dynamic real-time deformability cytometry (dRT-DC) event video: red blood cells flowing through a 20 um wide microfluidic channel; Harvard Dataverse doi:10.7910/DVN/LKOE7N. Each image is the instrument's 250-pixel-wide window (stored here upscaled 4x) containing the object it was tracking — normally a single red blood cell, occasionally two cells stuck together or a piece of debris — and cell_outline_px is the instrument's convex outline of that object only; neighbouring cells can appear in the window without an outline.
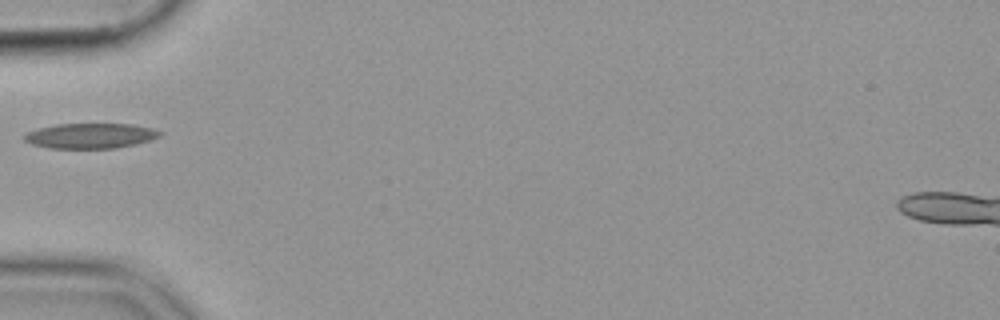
{"species": "common noctule bat (a hibernating species)", "species_latin": "Nyctalus noctula", "temperature_condition": "cold", "stored_images_in_passage": 12, "camera_frame_rate_fps": 3000, "um_per_image_px": 0.085, "animal": {"sex": "female", "body_mass_g": 19.9}, "frame": {"image": 1, "passage_image": 1, "time_ms": 0.0, "image_size_px": [1000, 320], "cell_outline_px": [[164, 132], [160, 136], [136, 144], [116, 148], [48, 148], [32, 144], [24, 140], [24, 136], [28, 132], [40, 128], [56, 124], [132, 124], [152, 128]], "centroid_in_image_um": [7.71, 11.54], "position_along_channel_um": 77.3, "area_um2": 19.77}}